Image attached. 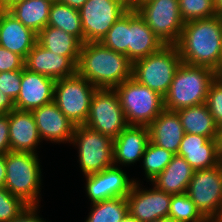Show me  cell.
<instances>
[{
	"label": "cell",
	"instance_id": "6da1fadb",
	"mask_svg": "<svg viewBox=\"0 0 222 222\" xmlns=\"http://www.w3.org/2000/svg\"><path fill=\"white\" fill-rule=\"evenodd\" d=\"M176 46L183 63L217 73L221 68L222 16L185 22Z\"/></svg>",
	"mask_w": 222,
	"mask_h": 222
},
{
	"label": "cell",
	"instance_id": "7a4b0ae2",
	"mask_svg": "<svg viewBox=\"0 0 222 222\" xmlns=\"http://www.w3.org/2000/svg\"><path fill=\"white\" fill-rule=\"evenodd\" d=\"M133 62L101 42L82 44L76 73L97 88H114L132 77Z\"/></svg>",
	"mask_w": 222,
	"mask_h": 222
},
{
	"label": "cell",
	"instance_id": "3957f363",
	"mask_svg": "<svg viewBox=\"0 0 222 222\" xmlns=\"http://www.w3.org/2000/svg\"><path fill=\"white\" fill-rule=\"evenodd\" d=\"M216 77L217 73L210 68L182 62L164 96V108L177 111L205 103L209 87Z\"/></svg>",
	"mask_w": 222,
	"mask_h": 222
},
{
	"label": "cell",
	"instance_id": "277c9868",
	"mask_svg": "<svg viewBox=\"0 0 222 222\" xmlns=\"http://www.w3.org/2000/svg\"><path fill=\"white\" fill-rule=\"evenodd\" d=\"M37 154L9 151L5 154L4 187L28 206L38 205L41 196V165Z\"/></svg>",
	"mask_w": 222,
	"mask_h": 222
},
{
	"label": "cell",
	"instance_id": "5b68a950",
	"mask_svg": "<svg viewBox=\"0 0 222 222\" xmlns=\"http://www.w3.org/2000/svg\"><path fill=\"white\" fill-rule=\"evenodd\" d=\"M129 126H149L165 109L164 97L134 78L114 87Z\"/></svg>",
	"mask_w": 222,
	"mask_h": 222
},
{
	"label": "cell",
	"instance_id": "8992f818",
	"mask_svg": "<svg viewBox=\"0 0 222 222\" xmlns=\"http://www.w3.org/2000/svg\"><path fill=\"white\" fill-rule=\"evenodd\" d=\"M182 63L176 45H164L158 52L133 63L132 78L164 97Z\"/></svg>",
	"mask_w": 222,
	"mask_h": 222
},
{
	"label": "cell",
	"instance_id": "52a82bcc",
	"mask_svg": "<svg viewBox=\"0 0 222 222\" xmlns=\"http://www.w3.org/2000/svg\"><path fill=\"white\" fill-rule=\"evenodd\" d=\"M113 140L86 125H77L74 128L71 143L77 146L83 176L98 173L114 165Z\"/></svg>",
	"mask_w": 222,
	"mask_h": 222
},
{
	"label": "cell",
	"instance_id": "ba28073f",
	"mask_svg": "<svg viewBox=\"0 0 222 222\" xmlns=\"http://www.w3.org/2000/svg\"><path fill=\"white\" fill-rule=\"evenodd\" d=\"M96 89V86L76 73L56 80L53 102L75 126L84 125Z\"/></svg>",
	"mask_w": 222,
	"mask_h": 222
},
{
	"label": "cell",
	"instance_id": "9c48e42d",
	"mask_svg": "<svg viewBox=\"0 0 222 222\" xmlns=\"http://www.w3.org/2000/svg\"><path fill=\"white\" fill-rule=\"evenodd\" d=\"M84 125L112 139L129 126L114 88L96 89Z\"/></svg>",
	"mask_w": 222,
	"mask_h": 222
},
{
	"label": "cell",
	"instance_id": "30bf717a",
	"mask_svg": "<svg viewBox=\"0 0 222 222\" xmlns=\"http://www.w3.org/2000/svg\"><path fill=\"white\" fill-rule=\"evenodd\" d=\"M164 45H176L184 21L179 11V0H151L135 10Z\"/></svg>",
	"mask_w": 222,
	"mask_h": 222
},
{
	"label": "cell",
	"instance_id": "8fae6325",
	"mask_svg": "<svg viewBox=\"0 0 222 222\" xmlns=\"http://www.w3.org/2000/svg\"><path fill=\"white\" fill-rule=\"evenodd\" d=\"M186 194L200 213L208 221H213L222 206V162L212 168L194 171Z\"/></svg>",
	"mask_w": 222,
	"mask_h": 222
},
{
	"label": "cell",
	"instance_id": "7c38bea8",
	"mask_svg": "<svg viewBox=\"0 0 222 222\" xmlns=\"http://www.w3.org/2000/svg\"><path fill=\"white\" fill-rule=\"evenodd\" d=\"M128 10L127 0H87L79 9L84 43L99 42Z\"/></svg>",
	"mask_w": 222,
	"mask_h": 222
},
{
	"label": "cell",
	"instance_id": "4fadbf2b",
	"mask_svg": "<svg viewBox=\"0 0 222 222\" xmlns=\"http://www.w3.org/2000/svg\"><path fill=\"white\" fill-rule=\"evenodd\" d=\"M141 186L135 182L126 197L129 215L138 222L168 218L172 194L158 190L154 185L149 190H143Z\"/></svg>",
	"mask_w": 222,
	"mask_h": 222
},
{
	"label": "cell",
	"instance_id": "5bb4252c",
	"mask_svg": "<svg viewBox=\"0 0 222 222\" xmlns=\"http://www.w3.org/2000/svg\"><path fill=\"white\" fill-rule=\"evenodd\" d=\"M122 168L112 165L103 171L86 175V193L91 204L115 197H127L136 181Z\"/></svg>",
	"mask_w": 222,
	"mask_h": 222
},
{
	"label": "cell",
	"instance_id": "9a60e30c",
	"mask_svg": "<svg viewBox=\"0 0 222 222\" xmlns=\"http://www.w3.org/2000/svg\"><path fill=\"white\" fill-rule=\"evenodd\" d=\"M56 80L22 69L21 89L14 101L15 109L32 111L53 102Z\"/></svg>",
	"mask_w": 222,
	"mask_h": 222
},
{
	"label": "cell",
	"instance_id": "2e32d148",
	"mask_svg": "<svg viewBox=\"0 0 222 222\" xmlns=\"http://www.w3.org/2000/svg\"><path fill=\"white\" fill-rule=\"evenodd\" d=\"M39 135L43 140L54 143H70L76 127L58 108L51 102L31 111Z\"/></svg>",
	"mask_w": 222,
	"mask_h": 222
},
{
	"label": "cell",
	"instance_id": "e0dca14e",
	"mask_svg": "<svg viewBox=\"0 0 222 222\" xmlns=\"http://www.w3.org/2000/svg\"><path fill=\"white\" fill-rule=\"evenodd\" d=\"M25 68L54 80L76 74V65L68 57L53 53L38 43L28 53L25 59Z\"/></svg>",
	"mask_w": 222,
	"mask_h": 222
},
{
	"label": "cell",
	"instance_id": "ac0fdd59",
	"mask_svg": "<svg viewBox=\"0 0 222 222\" xmlns=\"http://www.w3.org/2000/svg\"><path fill=\"white\" fill-rule=\"evenodd\" d=\"M150 141L147 126H128L113 140L114 165H131L142 160Z\"/></svg>",
	"mask_w": 222,
	"mask_h": 222
},
{
	"label": "cell",
	"instance_id": "d6986e66",
	"mask_svg": "<svg viewBox=\"0 0 222 222\" xmlns=\"http://www.w3.org/2000/svg\"><path fill=\"white\" fill-rule=\"evenodd\" d=\"M8 118L10 150L38 154L36 148L42 139L32 112L13 109Z\"/></svg>",
	"mask_w": 222,
	"mask_h": 222
},
{
	"label": "cell",
	"instance_id": "ffe728a7",
	"mask_svg": "<svg viewBox=\"0 0 222 222\" xmlns=\"http://www.w3.org/2000/svg\"><path fill=\"white\" fill-rule=\"evenodd\" d=\"M37 43V33L24 26L7 10L0 11V46L24 59Z\"/></svg>",
	"mask_w": 222,
	"mask_h": 222
},
{
	"label": "cell",
	"instance_id": "44dd1931",
	"mask_svg": "<svg viewBox=\"0 0 222 222\" xmlns=\"http://www.w3.org/2000/svg\"><path fill=\"white\" fill-rule=\"evenodd\" d=\"M177 155L184 157L196 170L212 168L221 163L216 139L185 133Z\"/></svg>",
	"mask_w": 222,
	"mask_h": 222
},
{
	"label": "cell",
	"instance_id": "7402d4cb",
	"mask_svg": "<svg viewBox=\"0 0 222 222\" xmlns=\"http://www.w3.org/2000/svg\"><path fill=\"white\" fill-rule=\"evenodd\" d=\"M148 128L152 143L174 154L178 153L185 132L176 111L164 109Z\"/></svg>",
	"mask_w": 222,
	"mask_h": 222
},
{
	"label": "cell",
	"instance_id": "603a6c76",
	"mask_svg": "<svg viewBox=\"0 0 222 222\" xmlns=\"http://www.w3.org/2000/svg\"><path fill=\"white\" fill-rule=\"evenodd\" d=\"M164 46L135 10L129 9V59L135 61L158 52Z\"/></svg>",
	"mask_w": 222,
	"mask_h": 222
},
{
	"label": "cell",
	"instance_id": "cb8c5ba5",
	"mask_svg": "<svg viewBox=\"0 0 222 222\" xmlns=\"http://www.w3.org/2000/svg\"><path fill=\"white\" fill-rule=\"evenodd\" d=\"M194 171L184 157L175 154L166 168L150 182L165 193L184 194Z\"/></svg>",
	"mask_w": 222,
	"mask_h": 222
},
{
	"label": "cell",
	"instance_id": "d4e9b609",
	"mask_svg": "<svg viewBox=\"0 0 222 222\" xmlns=\"http://www.w3.org/2000/svg\"><path fill=\"white\" fill-rule=\"evenodd\" d=\"M37 43L53 53L68 57L77 66L83 44L77 37L47 25L37 34Z\"/></svg>",
	"mask_w": 222,
	"mask_h": 222
},
{
	"label": "cell",
	"instance_id": "484cf974",
	"mask_svg": "<svg viewBox=\"0 0 222 222\" xmlns=\"http://www.w3.org/2000/svg\"><path fill=\"white\" fill-rule=\"evenodd\" d=\"M51 4L48 0H21L10 6L7 11L38 34L47 26Z\"/></svg>",
	"mask_w": 222,
	"mask_h": 222
},
{
	"label": "cell",
	"instance_id": "4316f807",
	"mask_svg": "<svg viewBox=\"0 0 222 222\" xmlns=\"http://www.w3.org/2000/svg\"><path fill=\"white\" fill-rule=\"evenodd\" d=\"M185 133L216 139L218 126L215 124L205 103L181 108L176 111Z\"/></svg>",
	"mask_w": 222,
	"mask_h": 222
},
{
	"label": "cell",
	"instance_id": "83f0119b",
	"mask_svg": "<svg viewBox=\"0 0 222 222\" xmlns=\"http://www.w3.org/2000/svg\"><path fill=\"white\" fill-rule=\"evenodd\" d=\"M47 25L60 28L84 43V31L80 13L77 9L60 2L52 3Z\"/></svg>",
	"mask_w": 222,
	"mask_h": 222
},
{
	"label": "cell",
	"instance_id": "f1b7e54d",
	"mask_svg": "<svg viewBox=\"0 0 222 222\" xmlns=\"http://www.w3.org/2000/svg\"><path fill=\"white\" fill-rule=\"evenodd\" d=\"M85 222H121L128 213L126 197H115L91 204Z\"/></svg>",
	"mask_w": 222,
	"mask_h": 222
},
{
	"label": "cell",
	"instance_id": "f546056e",
	"mask_svg": "<svg viewBox=\"0 0 222 222\" xmlns=\"http://www.w3.org/2000/svg\"><path fill=\"white\" fill-rule=\"evenodd\" d=\"M99 42L129 58V10L113 24Z\"/></svg>",
	"mask_w": 222,
	"mask_h": 222
},
{
	"label": "cell",
	"instance_id": "4dcf8cb0",
	"mask_svg": "<svg viewBox=\"0 0 222 222\" xmlns=\"http://www.w3.org/2000/svg\"><path fill=\"white\" fill-rule=\"evenodd\" d=\"M175 154L149 141L142 156L143 169L149 182L160 174Z\"/></svg>",
	"mask_w": 222,
	"mask_h": 222
},
{
	"label": "cell",
	"instance_id": "1f68e13d",
	"mask_svg": "<svg viewBox=\"0 0 222 222\" xmlns=\"http://www.w3.org/2000/svg\"><path fill=\"white\" fill-rule=\"evenodd\" d=\"M168 218L181 222H208L186 193L172 195Z\"/></svg>",
	"mask_w": 222,
	"mask_h": 222
},
{
	"label": "cell",
	"instance_id": "d6a6232c",
	"mask_svg": "<svg viewBox=\"0 0 222 222\" xmlns=\"http://www.w3.org/2000/svg\"><path fill=\"white\" fill-rule=\"evenodd\" d=\"M179 11L184 22L218 15L214 0H179Z\"/></svg>",
	"mask_w": 222,
	"mask_h": 222
},
{
	"label": "cell",
	"instance_id": "836d02e7",
	"mask_svg": "<svg viewBox=\"0 0 222 222\" xmlns=\"http://www.w3.org/2000/svg\"><path fill=\"white\" fill-rule=\"evenodd\" d=\"M28 205L13 196L5 187H0V222H10Z\"/></svg>",
	"mask_w": 222,
	"mask_h": 222
},
{
	"label": "cell",
	"instance_id": "e575fe53",
	"mask_svg": "<svg viewBox=\"0 0 222 222\" xmlns=\"http://www.w3.org/2000/svg\"><path fill=\"white\" fill-rule=\"evenodd\" d=\"M205 104L213 117L215 124L222 125V79L216 77L211 83Z\"/></svg>",
	"mask_w": 222,
	"mask_h": 222
},
{
	"label": "cell",
	"instance_id": "d590c367",
	"mask_svg": "<svg viewBox=\"0 0 222 222\" xmlns=\"http://www.w3.org/2000/svg\"><path fill=\"white\" fill-rule=\"evenodd\" d=\"M22 70L0 73V92L7 95L13 102L21 89Z\"/></svg>",
	"mask_w": 222,
	"mask_h": 222
},
{
	"label": "cell",
	"instance_id": "8d00e7d4",
	"mask_svg": "<svg viewBox=\"0 0 222 222\" xmlns=\"http://www.w3.org/2000/svg\"><path fill=\"white\" fill-rule=\"evenodd\" d=\"M25 67V59L0 46V73L13 70H22Z\"/></svg>",
	"mask_w": 222,
	"mask_h": 222
},
{
	"label": "cell",
	"instance_id": "74e56055",
	"mask_svg": "<svg viewBox=\"0 0 222 222\" xmlns=\"http://www.w3.org/2000/svg\"><path fill=\"white\" fill-rule=\"evenodd\" d=\"M10 150L8 114L0 116V154L5 155Z\"/></svg>",
	"mask_w": 222,
	"mask_h": 222
},
{
	"label": "cell",
	"instance_id": "f35d334b",
	"mask_svg": "<svg viewBox=\"0 0 222 222\" xmlns=\"http://www.w3.org/2000/svg\"><path fill=\"white\" fill-rule=\"evenodd\" d=\"M38 208L39 206H27L16 218L12 219L10 222H46L37 214L39 210Z\"/></svg>",
	"mask_w": 222,
	"mask_h": 222
},
{
	"label": "cell",
	"instance_id": "ab89813d",
	"mask_svg": "<svg viewBox=\"0 0 222 222\" xmlns=\"http://www.w3.org/2000/svg\"><path fill=\"white\" fill-rule=\"evenodd\" d=\"M15 109L14 102L5 94L0 92V116L8 114Z\"/></svg>",
	"mask_w": 222,
	"mask_h": 222
},
{
	"label": "cell",
	"instance_id": "60d3db41",
	"mask_svg": "<svg viewBox=\"0 0 222 222\" xmlns=\"http://www.w3.org/2000/svg\"><path fill=\"white\" fill-rule=\"evenodd\" d=\"M6 178L5 155L0 154V187H4Z\"/></svg>",
	"mask_w": 222,
	"mask_h": 222
},
{
	"label": "cell",
	"instance_id": "b9f144b4",
	"mask_svg": "<svg viewBox=\"0 0 222 222\" xmlns=\"http://www.w3.org/2000/svg\"><path fill=\"white\" fill-rule=\"evenodd\" d=\"M86 1L87 0H60L59 2L79 10Z\"/></svg>",
	"mask_w": 222,
	"mask_h": 222
},
{
	"label": "cell",
	"instance_id": "7bdbcfd3",
	"mask_svg": "<svg viewBox=\"0 0 222 222\" xmlns=\"http://www.w3.org/2000/svg\"><path fill=\"white\" fill-rule=\"evenodd\" d=\"M216 144H217L219 159L222 162V125L219 126L217 130Z\"/></svg>",
	"mask_w": 222,
	"mask_h": 222
},
{
	"label": "cell",
	"instance_id": "ee69618b",
	"mask_svg": "<svg viewBox=\"0 0 222 222\" xmlns=\"http://www.w3.org/2000/svg\"><path fill=\"white\" fill-rule=\"evenodd\" d=\"M151 0H127L128 8L131 10H136L139 6L149 2Z\"/></svg>",
	"mask_w": 222,
	"mask_h": 222
},
{
	"label": "cell",
	"instance_id": "f6af8a7d",
	"mask_svg": "<svg viewBox=\"0 0 222 222\" xmlns=\"http://www.w3.org/2000/svg\"><path fill=\"white\" fill-rule=\"evenodd\" d=\"M18 1L21 0H0V8L1 10H7L10 6Z\"/></svg>",
	"mask_w": 222,
	"mask_h": 222
},
{
	"label": "cell",
	"instance_id": "bcb514c9",
	"mask_svg": "<svg viewBox=\"0 0 222 222\" xmlns=\"http://www.w3.org/2000/svg\"><path fill=\"white\" fill-rule=\"evenodd\" d=\"M218 15L222 16V0H214Z\"/></svg>",
	"mask_w": 222,
	"mask_h": 222
},
{
	"label": "cell",
	"instance_id": "7dc6e473",
	"mask_svg": "<svg viewBox=\"0 0 222 222\" xmlns=\"http://www.w3.org/2000/svg\"><path fill=\"white\" fill-rule=\"evenodd\" d=\"M121 222H138V221L128 214L123 220H121Z\"/></svg>",
	"mask_w": 222,
	"mask_h": 222
},
{
	"label": "cell",
	"instance_id": "c3c4849f",
	"mask_svg": "<svg viewBox=\"0 0 222 222\" xmlns=\"http://www.w3.org/2000/svg\"><path fill=\"white\" fill-rule=\"evenodd\" d=\"M213 221L214 222H222V206H221L219 214L217 215V217Z\"/></svg>",
	"mask_w": 222,
	"mask_h": 222
},
{
	"label": "cell",
	"instance_id": "681fc988",
	"mask_svg": "<svg viewBox=\"0 0 222 222\" xmlns=\"http://www.w3.org/2000/svg\"><path fill=\"white\" fill-rule=\"evenodd\" d=\"M217 77L222 79V52H221V68L217 72Z\"/></svg>",
	"mask_w": 222,
	"mask_h": 222
},
{
	"label": "cell",
	"instance_id": "f907efd6",
	"mask_svg": "<svg viewBox=\"0 0 222 222\" xmlns=\"http://www.w3.org/2000/svg\"><path fill=\"white\" fill-rule=\"evenodd\" d=\"M162 222H181V221H178V220H175V219H171V218H163Z\"/></svg>",
	"mask_w": 222,
	"mask_h": 222
},
{
	"label": "cell",
	"instance_id": "816d5d0a",
	"mask_svg": "<svg viewBox=\"0 0 222 222\" xmlns=\"http://www.w3.org/2000/svg\"><path fill=\"white\" fill-rule=\"evenodd\" d=\"M149 222H162V219H157V220H153V221H149Z\"/></svg>",
	"mask_w": 222,
	"mask_h": 222
},
{
	"label": "cell",
	"instance_id": "f5cc1de1",
	"mask_svg": "<svg viewBox=\"0 0 222 222\" xmlns=\"http://www.w3.org/2000/svg\"><path fill=\"white\" fill-rule=\"evenodd\" d=\"M50 1L51 3H55V2H59L60 0H48Z\"/></svg>",
	"mask_w": 222,
	"mask_h": 222
}]
</instances>
